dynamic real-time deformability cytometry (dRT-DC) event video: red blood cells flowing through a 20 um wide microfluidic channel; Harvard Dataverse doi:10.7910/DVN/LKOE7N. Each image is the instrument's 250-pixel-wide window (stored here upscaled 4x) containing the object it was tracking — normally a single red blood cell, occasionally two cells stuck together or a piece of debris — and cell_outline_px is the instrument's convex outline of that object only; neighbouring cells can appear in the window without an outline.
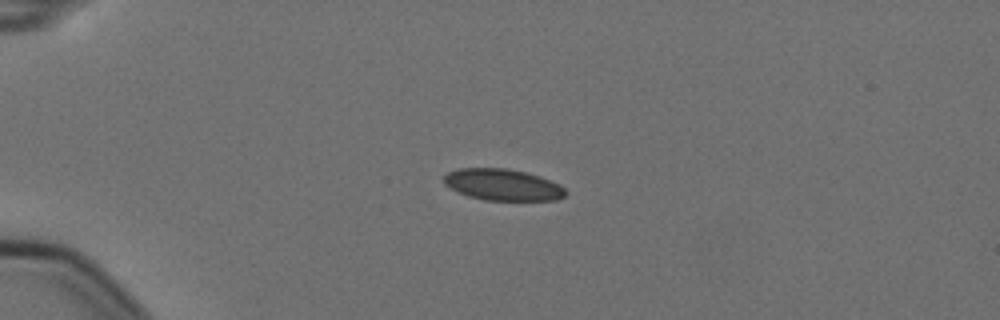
{"species": "Egyptian fruit bat (a non-hibernating species)", "species_latin": "Rousettus aegyptiacus", "temperature_condition": "cold", "stored_images_in_passage": 2, "camera_frame_rate_fps": 3000, "um_per_image_px": 0.085, "animal": {"sex": "female"}, "frame": {"image": 1, "passage_image": 1, "time_ms": 0.0, "image_size_px": [1000, 320], "cell_outline_px": [[568, 192], [564, 196], [556, 200], [484, 200], [468, 196], [456, 192], [444, 184], [444, 176], [448, 172], [460, 168], [508, 168], [540, 176], [560, 184]], "centroid_in_image_um": [42.73, 15.7], "position_along_channel_um": 42.3, "area_um2": 22.43}}